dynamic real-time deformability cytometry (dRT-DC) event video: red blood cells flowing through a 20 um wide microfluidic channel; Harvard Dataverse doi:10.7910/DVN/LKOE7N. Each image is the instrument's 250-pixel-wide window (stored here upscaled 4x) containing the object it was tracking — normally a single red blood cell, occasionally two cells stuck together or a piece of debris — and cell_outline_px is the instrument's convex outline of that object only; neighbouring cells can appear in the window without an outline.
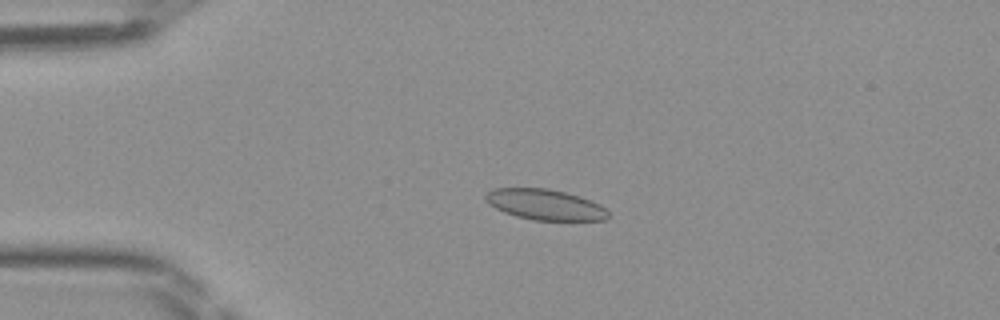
{"species": "Egyptian fruit bat (a non-hibernating species)", "species_latin": "Rousettus aegyptiacus", "temperature_condition": "room temperature", "stored_images_in_passage": 49, "camera_frame_rate_fps": 3000, "um_per_image_px": 0.085, "frame": {"image": 1, "passage_image": 12, "time_ms": 3.667, "image_size_px": [1000, 320], "cell_outline_px": [[608, 216], [604, 220], [532, 220], [516, 216], [504, 212], [488, 204], [484, 200], [484, 196], [492, 188], [548, 188], [580, 196], [592, 200], [600, 204], [608, 212]], "centroid_in_image_um": [46.3, 17.38], "position_along_channel_um": 38.7, "area_um2": 21.96}}
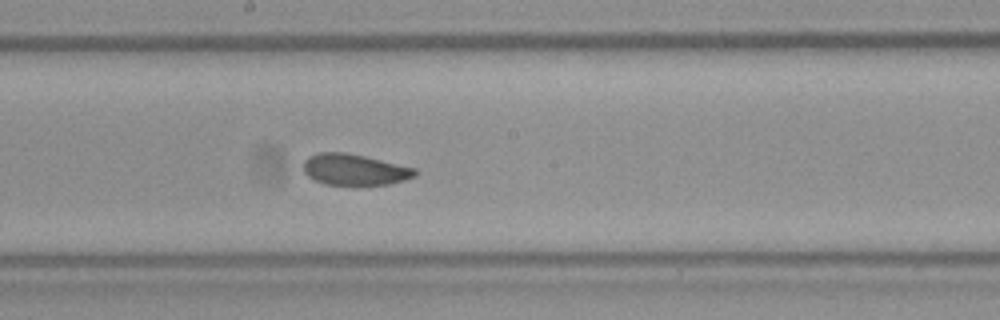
{"frame": {"image": 2, "passage_image": 27, "time_ms": 8.667, "image_size_px": [1000, 320], "cell_outline_px": [[416, 176], [404, 180], [388, 184], [324, 184], [308, 176], [304, 172], [304, 160], [308, 156], [320, 152], [344, 152], [364, 156], [416, 168]], "centroid_in_image_um": [30.12, 14.4], "position_along_channel_um": 218.1, "area_um2": 20.0}}
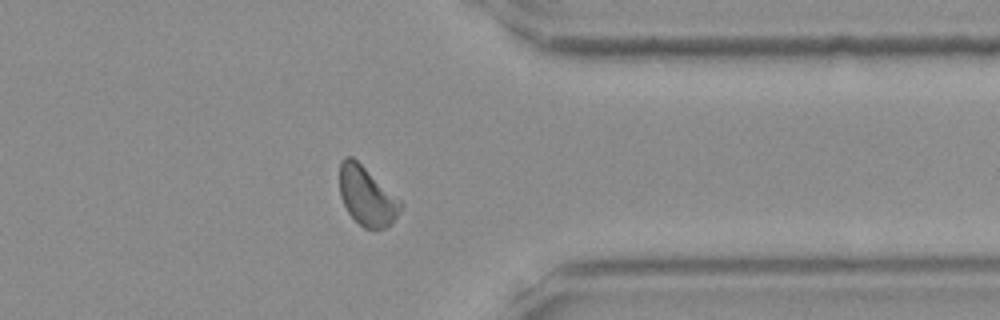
{"frame": {"image": 3, "passage_image": 39, "time_ms": 12.667, "image_size_px": [1000, 320], "cell_outline_px": [[404, 204], [396, 216], [384, 228], [376, 232], [364, 228], [348, 212], [340, 196], [340, 164], [344, 156], [352, 156], [400, 200]], "centroid_in_image_um": [31.17, 16.69], "position_along_channel_um": 380.2, "area_um2": 20.63}}